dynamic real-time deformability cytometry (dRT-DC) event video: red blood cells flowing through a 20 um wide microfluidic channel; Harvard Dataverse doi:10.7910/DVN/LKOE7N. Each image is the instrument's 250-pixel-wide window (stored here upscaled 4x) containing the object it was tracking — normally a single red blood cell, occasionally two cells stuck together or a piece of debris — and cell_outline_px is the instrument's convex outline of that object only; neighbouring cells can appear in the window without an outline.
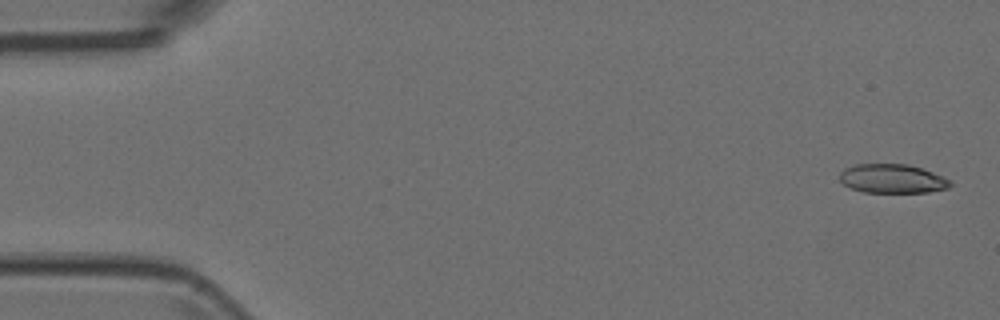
{"species": "Egyptian fruit bat (a non-hibernating species)", "species_latin": "Rousettus aegyptiacus", "temperature_condition": "room temperature", "stored_images_in_passage": 5, "camera_frame_rate_fps": 3000, "um_per_image_px": 0.085, "animal": {"sex": "female"}, "frame": {"image": 1, "passage_image": 1, "time_ms": 0.0, "image_size_px": [1000, 320], "cell_outline_px": [[952, 184], [948, 188], [928, 192], [864, 192], [852, 188], [844, 184], [840, 180], [840, 172], [844, 168], [856, 164], [908, 164], [944, 176], [952, 180]], "centroid_in_image_um": [75.87, 15.18], "position_along_channel_um": 9.1, "area_um2": 18.67}}
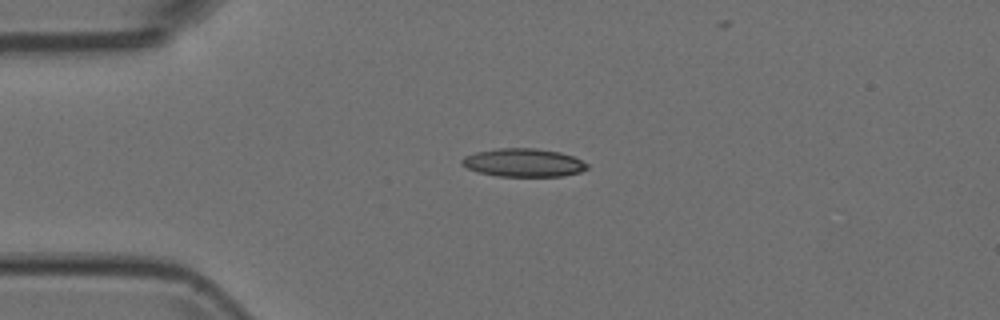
{"frame": {"image": 2, "passage_image": 4, "time_ms": 1.0, "image_size_px": [1000, 320], "cell_outline_px": [[588, 168], [580, 172], [564, 176], [500, 176], [476, 172], [460, 164], [460, 160], [464, 156], [476, 152], [496, 148], [536, 148], [560, 152], [572, 156], [588, 164]], "centroid_in_image_um": [44.46, 13.82], "position_along_channel_um": 40.5, "area_um2": 20.69}}